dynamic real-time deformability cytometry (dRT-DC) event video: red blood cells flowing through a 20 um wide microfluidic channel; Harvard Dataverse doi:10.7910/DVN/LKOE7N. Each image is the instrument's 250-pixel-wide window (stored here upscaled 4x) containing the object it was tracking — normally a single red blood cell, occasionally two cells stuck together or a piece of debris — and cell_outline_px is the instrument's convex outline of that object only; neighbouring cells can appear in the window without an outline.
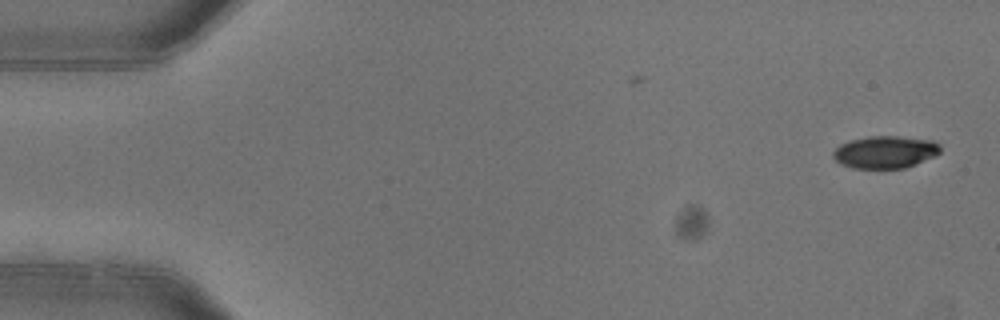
{"species": "common noctule bat (a hibernating species)", "species_latin": "Nyctalus noctula", "temperature_condition": "warm", "stored_images_in_passage": 2, "camera_frame_rate_fps": 3000, "um_per_image_px": 0.085, "animal": {"sex": "female"}, "frame": {"image": 1, "passage_image": 2, "time_ms": 0.333, "image_size_px": [1000, 320], "cell_outline_px": [[940, 152], [936, 156], [916, 164], [904, 168], [852, 168], [840, 164], [832, 156], [832, 152], [840, 144], [852, 140], [868, 136], [900, 136], [932, 140], [940, 144]], "centroid_in_image_um": [75.25, 12.92], "position_along_channel_um": 9.7, "area_um2": 20.35}}